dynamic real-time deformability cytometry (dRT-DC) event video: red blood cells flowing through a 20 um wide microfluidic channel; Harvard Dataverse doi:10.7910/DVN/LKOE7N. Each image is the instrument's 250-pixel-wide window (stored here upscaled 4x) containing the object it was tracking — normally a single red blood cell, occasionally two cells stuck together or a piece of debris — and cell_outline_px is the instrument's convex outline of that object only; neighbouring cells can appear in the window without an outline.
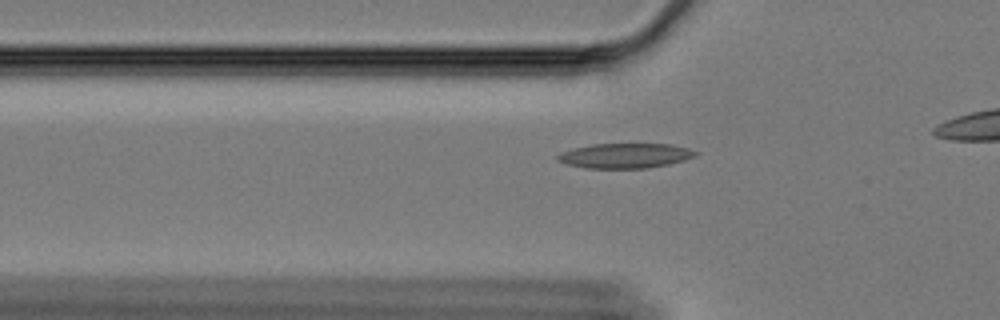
{"species": "Egyptian fruit bat (a non-hibernating species)", "species_latin": "Rousettus aegyptiacus", "temperature_condition": "cold", "stored_images_in_passage": 39, "camera_frame_rate_fps": 3000, "um_per_image_px": 0.085, "animal": {"sex": "female"}, "frame": {"image": 1, "passage_image": 9, "time_ms": 2.667, "image_size_px": [1000, 320], "cell_outline_px": [[700, 152], [696, 156], [684, 160], [668, 164], [648, 168], [584, 168], [568, 164], [556, 160], [556, 156], [560, 152], [572, 148], [592, 144], [672, 144], [688, 148]], "centroid_in_image_um": [53.13, 13.23], "position_along_channel_um": 72.7, "area_um2": 20.11}}
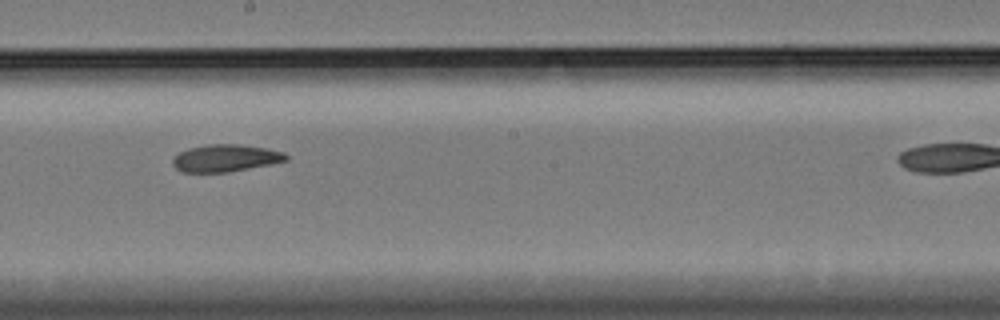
{"frame": {"image": 2, "passage_image": 23, "time_ms": 7.333, "image_size_px": [1000, 320], "cell_outline_px": [[288, 160], [228, 172], [180, 172], [172, 164], [172, 156], [188, 148], [208, 144], [236, 144], [268, 148], [284, 152], [288, 156]], "centroid_in_image_um": [19.13, 13.43], "position_along_channel_um": 229.1, "area_um2": 17.98}}
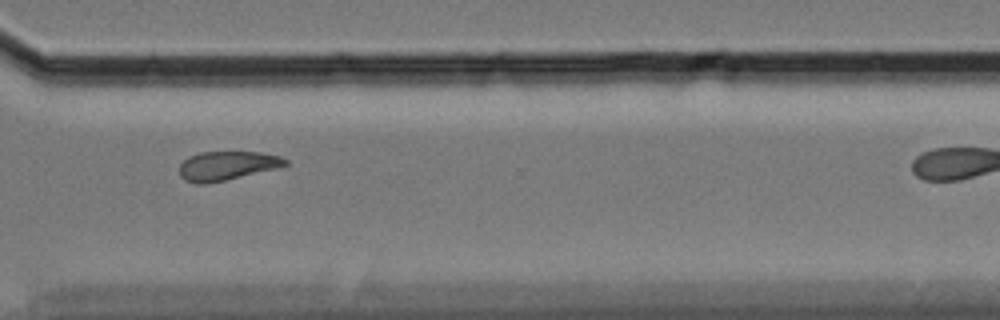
{"frame": {"image": 3, "passage_image": 34, "time_ms": 11.0, "image_size_px": [1000, 320], "cell_outline_px": [[288, 164], [276, 168], [224, 180], [204, 184], [196, 184], [184, 180], [180, 176], [180, 164], [188, 156], [200, 152], [260, 152], [280, 156], [288, 160]], "centroid_in_image_um": [19.26, 14.08], "position_along_channel_um": 351.3, "area_um2": 17.74}}